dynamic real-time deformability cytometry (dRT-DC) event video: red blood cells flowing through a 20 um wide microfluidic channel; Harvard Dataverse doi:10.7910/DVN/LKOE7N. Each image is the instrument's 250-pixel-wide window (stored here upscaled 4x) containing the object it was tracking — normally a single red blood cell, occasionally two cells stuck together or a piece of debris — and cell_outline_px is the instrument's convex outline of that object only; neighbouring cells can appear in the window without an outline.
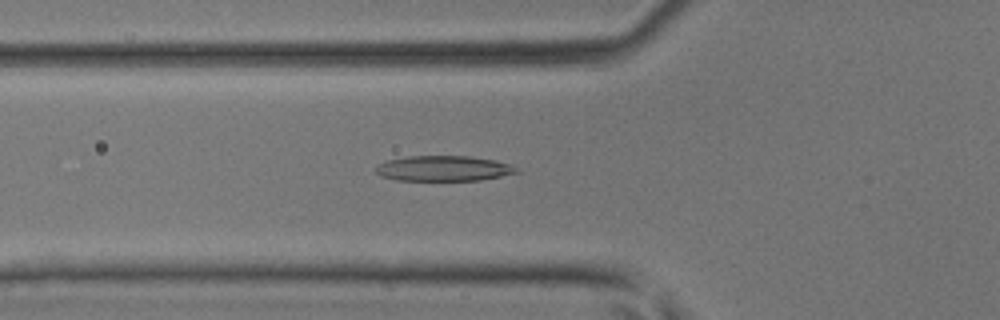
{"species": "common noctule bat (a hibernating species)", "species_latin": "Nyctalus noctula", "temperature_condition": "room temperature", "stored_images_in_passage": 46, "camera_frame_rate_fps": 3000, "um_per_image_px": 0.085, "animal": {"sex": "male", "body_mass_g": 17.9, "forearm_length_mm": 54.2}, "frame": {"image": 1, "passage_image": 17, "time_ms": 5.333, "image_size_px": [1000, 320], "cell_outline_px": [[520, 172], [480, 180], [396, 180], [380, 176], [376, 172], [376, 168], [380, 164], [388, 160], [408, 156], [468, 156], [496, 160], [520, 168]], "centroid_in_image_um": [37.73, 14.31], "position_along_channel_um": 88.1, "area_um2": 20.69}}
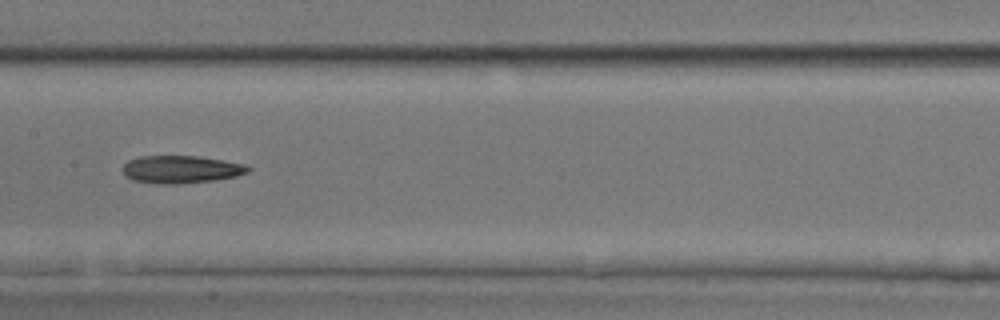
{"frame": {"image": 2, "passage_image": 24, "time_ms": 7.667, "image_size_px": [1000, 320], "cell_outline_px": [[252, 168], [248, 172], [236, 176], [216, 180], [180, 184], [152, 184], [132, 180], [124, 176], [120, 168], [128, 160], [140, 156], [200, 156], [224, 160], [244, 164]], "centroid_in_image_um": [15.34, 14.4], "position_along_channel_um": 192.1, "area_um2": 20.63}}
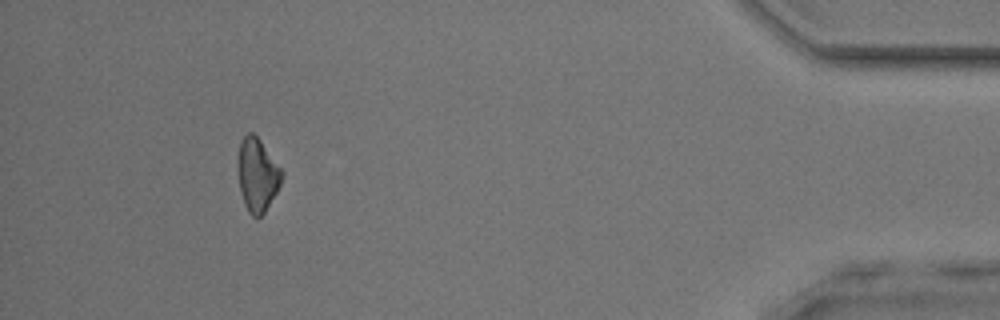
{"frame": {"image": 3, "passage_image": 43, "time_ms": 14.0, "image_size_px": [1000, 320], "cell_outline_px": [[284, 176], [276, 192], [264, 212], [260, 216], [252, 216], [248, 212], [244, 204], [240, 192], [236, 160], [240, 140], [248, 132], [252, 132], [260, 140], [284, 172]], "centroid_in_image_um": [21.84, 14.83], "position_along_channel_um": 413.4, "area_um2": 18.9}}